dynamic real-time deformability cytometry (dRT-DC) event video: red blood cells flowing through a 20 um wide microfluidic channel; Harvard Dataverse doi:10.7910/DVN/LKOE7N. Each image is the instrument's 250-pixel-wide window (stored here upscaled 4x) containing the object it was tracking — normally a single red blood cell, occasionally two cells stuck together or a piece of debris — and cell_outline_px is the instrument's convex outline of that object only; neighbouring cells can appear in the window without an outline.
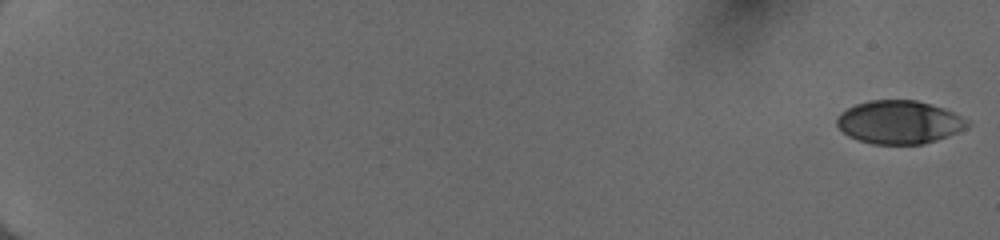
{"species": "human", "species_latin": "Homo sapiens", "temperature_condition": "cold", "stored_images_in_passage": 54, "camera_frame_rate_fps": 3000, "um_per_image_px": 0.085, "donor": {"sex": "female"}, "frame": {"image": 1, "passage_image": 1, "time_ms": 0.0, "image_size_px": [1000, 240], "cell_outline_px": [[968, 124], [964, 128], [948, 136], [924, 144], [872, 144], [848, 136], [836, 124], [836, 120], [840, 112], [856, 104], [868, 100], [916, 100], [944, 108], [968, 120]], "centroid_in_image_um": [76.4, 10.38], "position_along_channel_um": 8.6, "area_um2": 32.66}}
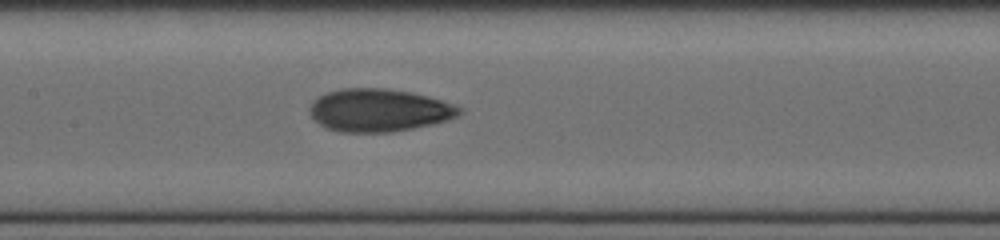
{"frame": {"image": 2, "passage_image": 30, "time_ms": 9.667, "image_size_px": [1000, 240], "cell_outline_px": [[464, 112], [448, 120], [432, 124], [392, 132], [340, 132], [328, 128], [320, 124], [308, 112], [308, 108], [312, 100], [328, 92], [340, 88], [384, 88], [412, 92], [428, 96], [464, 108]], "centroid_in_image_um": [32.21, 9.36], "position_along_channel_um": 175.2, "area_um2": 37.4}}
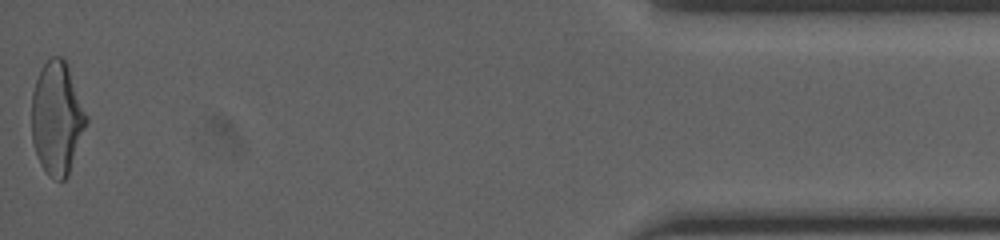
{"frame": {"image": 3, "passage_image": 54, "time_ms": 17.667, "image_size_px": [1000, 240], "cell_outline_px": [[88, 120], [68, 176], [64, 180], [56, 180], [48, 176], [40, 164], [32, 140], [32, 92], [36, 80], [44, 64], [52, 56], [60, 56], [68, 64], [88, 116]], "centroid_in_image_um": [4.85, 10.05], "position_along_channel_um": 430.3, "area_um2": 36.01}, "authors_computed_cell_mechanics": {"area_um2": 35.3158, "velocity_mm_per_s": 4.0524, "shape_relaxation_time_tau1_ms": 4.9122, "shape_relaxation_time_tau2_ms": 1.8148, "deformation_change_tau1": 0.1803, "deformation_change_tau2": 0.0785}}